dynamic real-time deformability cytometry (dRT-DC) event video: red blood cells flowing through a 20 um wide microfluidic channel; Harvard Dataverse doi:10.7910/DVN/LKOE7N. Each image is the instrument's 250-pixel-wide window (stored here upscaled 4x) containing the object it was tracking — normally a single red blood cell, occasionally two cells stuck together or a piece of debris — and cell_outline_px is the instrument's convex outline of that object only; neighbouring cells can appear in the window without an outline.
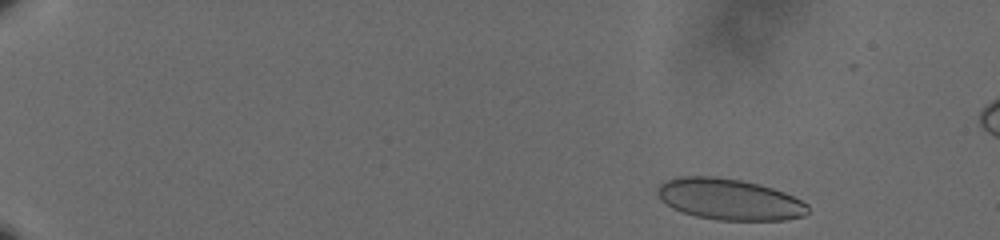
{"species": "human", "species_latin": "Homo sapiens", "temperature_condition": "cold", "stored_images_in_passage": 55, "camera_frame_rate_fps": 3000, "um_per_image_px": 0.085, "donor": {"sex": "male"}, "frame": {"image": 1, "passage_image": 3, "time_ms": 0.667, "image_size_px": [1000, 240], "cell_outline_px": [[808, 212], [804, 216], [784, 220], [716, 220], [696, 216], [672, 208], [660, 200], [656, 192], [656, 188], [660, 184], [668, 180], [680, 176], [716, 176], [740, 180], [772, 188], [784, 192], [808, 204]], "centroid_in_image_um": [61.96, 16.94], "position_along_channel_um": 23.0, "area_um2": 36.07}}
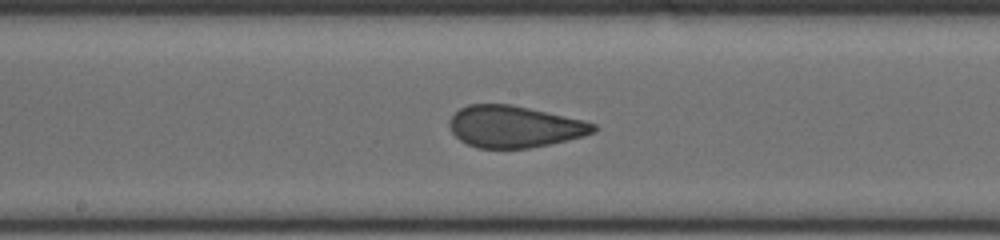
{"frame": {"image": 2, "passage_image": 30, "time_ms": 9.667, "image_size_px": [1000, 240], "cell_outline_px": [[596, 132], [584, 136], [568, 140], [528, 148], [480, 148], [468, 144], [460, 140], [452, 132], [448, 124], [448, 120], [460, 108], [468, 104], [512, 104], [584, 120], [596, 124]], "centroid_in_image_um": [43.73, 10.75], "position_along_channel_um": 204.5, "area_um2": 35.03}}
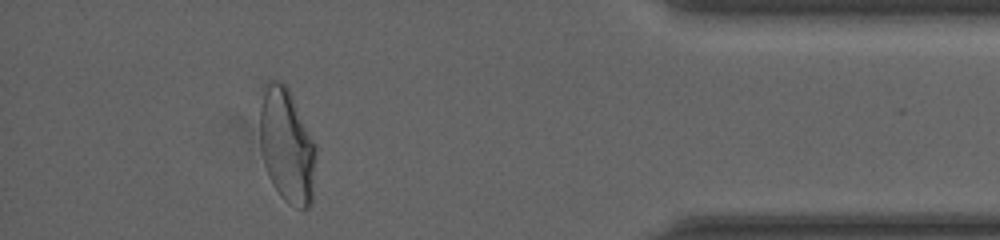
{"frame": {"image": 3, "passage_image": 50, "time_ms": 16.333, "image_size_px": [1000, 240], "cell_outline_px": [[316, 152], [312, 204], [308, 208], [296, 208], [288, 204], [280, 196], [272, 184], [268, 176], [264, 164], [260, 148], [260, 108], [264, 92], [268, 80], [276, 80], [284, 84], [288, 88], [316, 144]], "centroid_in_image_um": [24.39, 12.44], "position_along_channel_um": 410.8, "area_um2": 37.51}, "authors_computed_cell_mechanics": {"area_um2": 36.1828, "velocity_mm_per_s": 3.605, "shape_relaxation_time_tau1_ms": 9.6856, "shape_relaxation_time_tau2_ms": null, "deformation_change_tau1": 0.1971, "deformation_change_tau2": null}}